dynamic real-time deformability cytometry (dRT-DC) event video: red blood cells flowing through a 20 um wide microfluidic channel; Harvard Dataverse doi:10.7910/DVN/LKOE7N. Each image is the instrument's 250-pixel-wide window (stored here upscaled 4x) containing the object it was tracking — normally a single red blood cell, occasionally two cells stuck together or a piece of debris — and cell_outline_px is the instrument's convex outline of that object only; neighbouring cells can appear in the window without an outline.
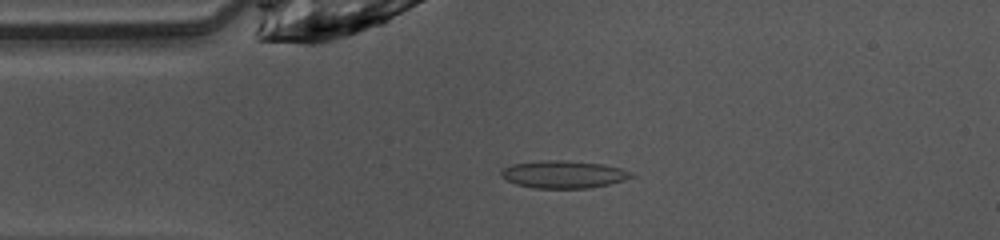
{"species": "common noctule bat (a hibernating species)", "species_latin": "Nyctalus noctula", "temperature_condition": "warm", "stored_images_in_passage": 47, "camera_frame_rate_fps": 3000, "um_per_image_px": 0.085, "animal": {"sex": "female", "body_mass_g": 10.0, "forearm_length_mm": 53.1}, "frame": {"image": 1, "passage_image": 9, "time_ms": 2.667, "image_size_px": [1000, 240], "cell_outline_px": [[632, 176], [624, 180], [608, 184], [588, 188], [532, 188], [516, 184], [500, 176], [500, 172], [504, 168], [512, 164], [544, 160], [564, 160], [604, 164], [620, 168], [632, 172]], "centroid_in_image_um": [47.88, 14.82], "position_along_channel_um": 37.1, "area_um2": 20.75}}
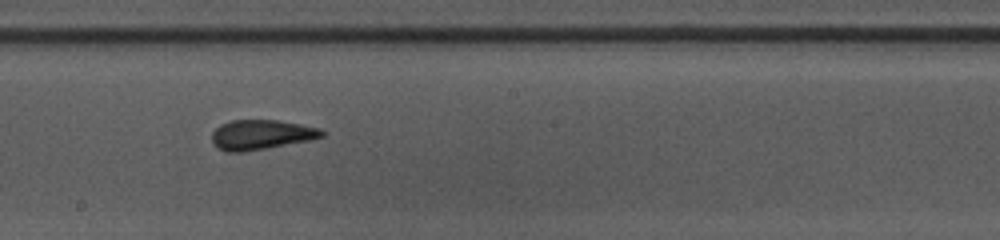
{"frame": {"image": 2, "passage_image": 24, "time_ms": 7.667, "image_size_px": [1000, 240], "cell_outline_px": [[324, 136], [308, 140], [268, 148], [244, 152], [224, 152], [216, 148], [212, 144], [212, 132], [220, 124], [232, 120], [276, 120], [300, 124], [320, 128], [324, 132]], "centroid_in_image_um": [22.14, 11.46], "position_along_channel_um": 226.1, "area_um2": 19.19}}
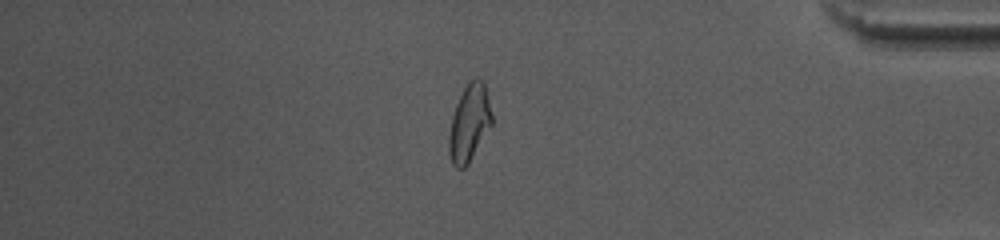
{"frame": {"image": 3, "passage_image": 39, "time_ms": 12.667, "image_size_px": [1000, 240], "cell_outline_px": [[492, 124], [468, 164], [464, 168], [456, 168], [452, 164], [448, 152], [448, 136], [452, 116], [456, 104], [468, 80], [476, 76], [484, 80], [492, 116]], "centroid_in_image_um": [39.88, 10.43], "position_along_channel_um": 395.3, "area_um2": 19.36}, "authors_computed_cell_mechanics": {"area_um2": 19.074, "velocity_mm_per_s": 4.0908, "shape_relaxation_time_tau1_ms": 6.8624, "shape_relaxation_time_tau2_ms": 2.0675, "deformation_change_tau1": 0.2105, "deformation_change_tau2": 0.079}}